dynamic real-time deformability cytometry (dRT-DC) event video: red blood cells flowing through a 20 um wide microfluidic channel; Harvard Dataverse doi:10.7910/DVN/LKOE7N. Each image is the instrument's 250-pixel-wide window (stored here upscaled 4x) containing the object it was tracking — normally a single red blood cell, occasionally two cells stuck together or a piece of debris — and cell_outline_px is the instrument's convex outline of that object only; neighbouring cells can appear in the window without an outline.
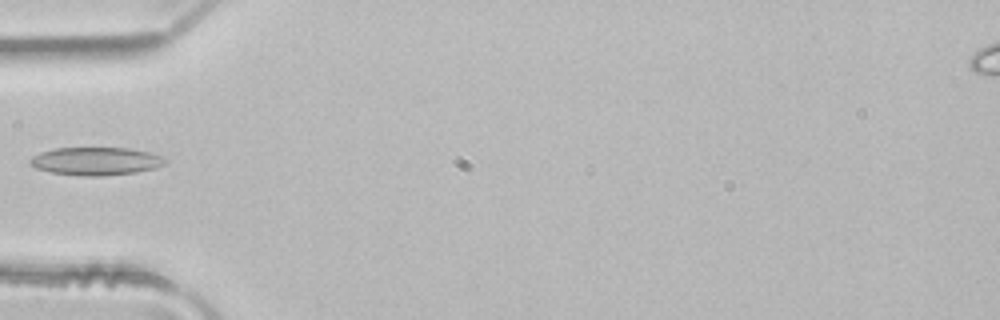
{"species": "common noctule bat (a hibernating species)", "species_latin": "Nyctalus noctula", "temperature_condition": "room temperature", "stored_images_in_passage": 4, "camera_frame_rate_fps": 3000, "um_per_image_px": 0.085, "animal": {"sex": "male", "body_mass_g": 21.5, "forearm_length_mm": 52.0}, "frame": {"image": 1, "passage_image": 4, "time_ms": 1.0, "image_size_px": [1000, 320], "cell_outline_px": [[168, 160], [164, 164], [156, 168], [136, 172], [104, 176], [84, 176], [52, 172], [36, 168], [28, 164], [28, 160], [32, 156], [40, 152], [56, 148], [128, 148], [148, 152], [164, 156]], "centroid_in_image_um": [8.15, 13.7], "position_along_channel_um": 76.8, "area_um2": 22.14}}